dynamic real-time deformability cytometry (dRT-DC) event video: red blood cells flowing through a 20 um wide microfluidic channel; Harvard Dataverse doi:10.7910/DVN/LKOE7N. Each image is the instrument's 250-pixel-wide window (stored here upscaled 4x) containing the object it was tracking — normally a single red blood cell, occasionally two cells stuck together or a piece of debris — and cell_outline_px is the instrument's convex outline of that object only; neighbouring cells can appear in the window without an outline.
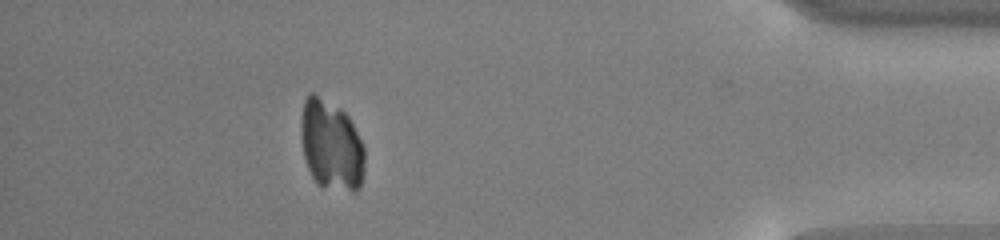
{"species": "common noctule bat (a hibernating species)", "species_latin": "Nyctalus noctula", "temperature_condition": "cold", "stored_images_in_passage": 55, "camera_frame_rate_fps": 3000, "um_per_image_px": 0.085, "animal": {"sex": "male", "body_mass_g": 13.0, "forearm_length_mm": 53.1}, "frame": {"image": 1, "passage_image": 50, "time_ms": 16.333, "image_size_px": [1000, 240], "cell_outline_px": [[364, 168], [360, 188], [356, 192], [352, 192], [316, 184], [308, 168], [304, 156], [300, 136], [300, 124], [304, 100], [312, 92], [340, 108], [348, 116], [364, 144]], "centroid_in_image_um": [28.15, 12.35], "position_along_channel_um": 407.0, "area_um2": 33.64}}